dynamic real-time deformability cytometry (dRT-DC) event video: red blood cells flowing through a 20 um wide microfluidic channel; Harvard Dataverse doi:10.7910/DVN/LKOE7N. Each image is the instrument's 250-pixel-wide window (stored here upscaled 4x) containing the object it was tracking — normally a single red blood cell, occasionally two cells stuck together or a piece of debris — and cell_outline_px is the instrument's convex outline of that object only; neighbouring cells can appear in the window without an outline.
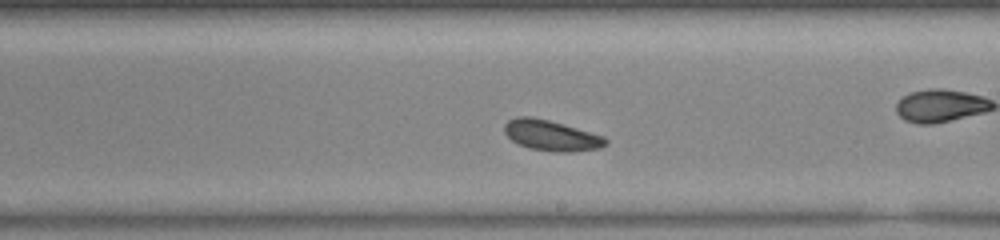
{"species": "common noctule bat (a hibernating species)", "species_latin": "Nyctalus noctula", "temperature_condition": "warm", "stored_images_in_passage": 41, "camera_frame_rate_fps": 3000, "um_per_image_px": 0.085, "animal": {"sex": "female", "body_mass_g": 23.0, "forearm_length_mm": 53.4}, "frame": {"image": 1, "passage_image": 18, "time_ms": 5.667, "image_size_px": [1000, 240], "cell_outline_px": [[608, 144], [600, 148], [572, 152], [552, 152], [528, 148], [512, 140], [504, 132], [504, 124], [508, 120], [516, 116], [532, 116], [548, 120], [604, 136], [608, 140]], "centroid_in_image_um": [46.85, 11.52], "position_along_channel_um": 242.1, "area_um2": 18.09}}
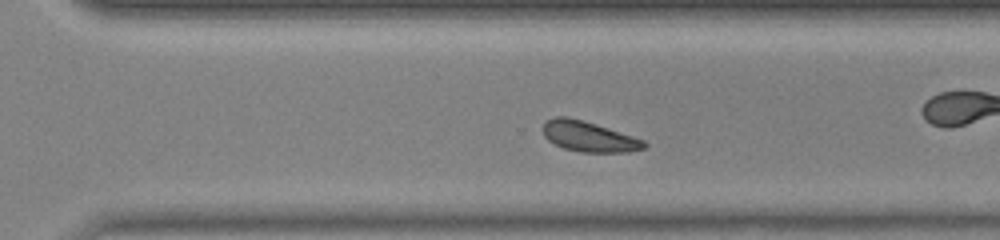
{"frame": {"image": 2, "passage_image": 24, "time_ms": 7.667, "image_size_px": [1000, 240], "cell_outline_px": [[648, 144], [644, 148], [628, 152], [580, 152], [564, 148], [548, 140], [544, 136], [544, 124], [548, 120], [556, 116], [564, 116], [580, 120], [632, 136], [644, 140]], "centroid_in_image_um": [50.05, 11.63], "position_along_channel_um": 320.5, "area_um2": 17.4}, "authors_computed_cell_mechanics": {"area_um2": 18.3804, "velocity_mm_per_s": 3.9209, "shape_relaxation_time_tau1_ms": null, "shape_relaxation_time_tau2_ms": 7.5371, "deformation_change_tau1": null, "deformation_change_tau2": 0.1172}}